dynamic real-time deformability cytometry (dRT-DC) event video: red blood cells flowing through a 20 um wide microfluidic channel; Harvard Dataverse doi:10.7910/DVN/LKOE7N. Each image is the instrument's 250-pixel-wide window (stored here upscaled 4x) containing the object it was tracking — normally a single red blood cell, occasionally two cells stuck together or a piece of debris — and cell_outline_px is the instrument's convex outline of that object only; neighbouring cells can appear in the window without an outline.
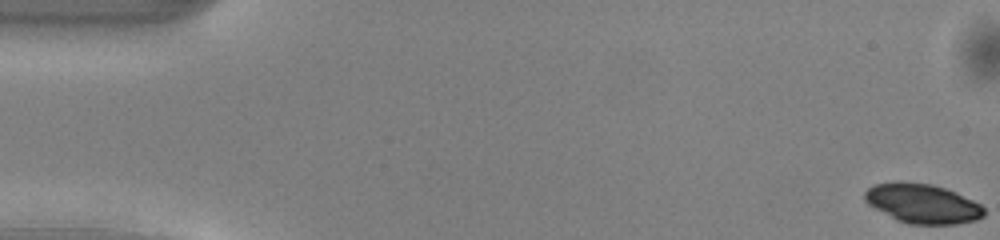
{"species": "common noctule bat (a hibernating species)", "species_latin": "Nyctalus noctula", "temperature_condition": "warm", "stored_images_in_passage": 50, "camera_frame_rate_fps": 3000, "um_per_image_px": 0.085, "animal": {"sex": "male", "body_mass_g": 13.0, "forearm_length_mm": 53.1}, "frame": {"image": 1, "passage_image": 1, "time_ms": 0.0, "image_size_px": [1000, 240], "cell_outline_px": [[984, 216], [976, 220], [956, 224], [908, 224], [896, 220], [868, 204], [864, 200], [864, 192], [868, 188], [876, 184], [896, 180], [900, 180], [932, 184], [956, 192], [980, 204], [984, 208]], "centroid_in_image_um": [78.39, 17.29], "position_along_channel_um": 6.6, "area_um2": 27.63}}
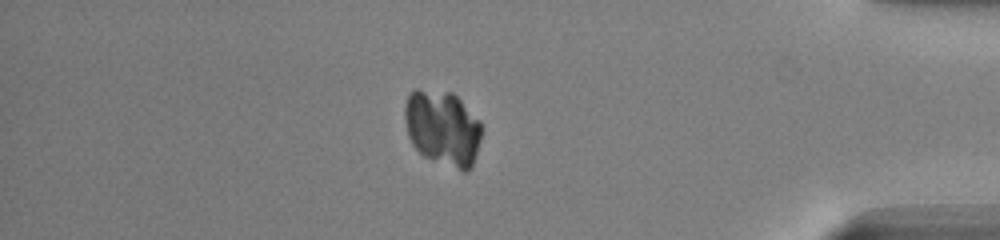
{"frame": {"image": 2, "passage_image": 43, "time_ms": 14.0, "image_size_px": [1000, 240], "cell_outline_px": [[484, 128], [472, 168], [464, 172], [424, 156], [412, 144], [408, 136], [404, 120], [404, 104], [408, 92], [412, 88], [416, 88], [452, 92], [480, 120]], "centroid_in_image_um": [37.62, 10.85], "position_along_channel_um": 397.6, "area_um2": 34.39}}
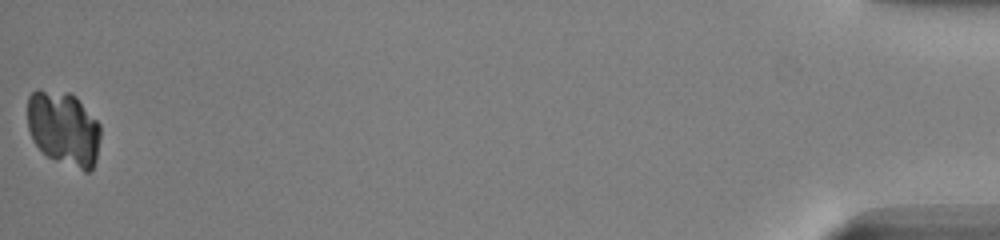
{"frame": {"image": 3, "passage_image": 50, "time_ms": 16.333, "image_size_px": [1000, 240], "cell_outline_px": [[100, 136], [96, 160], [92, 172], [84, 172], [56, 160], [48, 156], [32, 140], [28, 128], [28, 96], [36, 88], [68, 92], [76, 96], [100, 124]], "centroid_in_image_um": [5.42, 10.91], "position_along_channel_um": 429.8, "area_um2": 32.08}}